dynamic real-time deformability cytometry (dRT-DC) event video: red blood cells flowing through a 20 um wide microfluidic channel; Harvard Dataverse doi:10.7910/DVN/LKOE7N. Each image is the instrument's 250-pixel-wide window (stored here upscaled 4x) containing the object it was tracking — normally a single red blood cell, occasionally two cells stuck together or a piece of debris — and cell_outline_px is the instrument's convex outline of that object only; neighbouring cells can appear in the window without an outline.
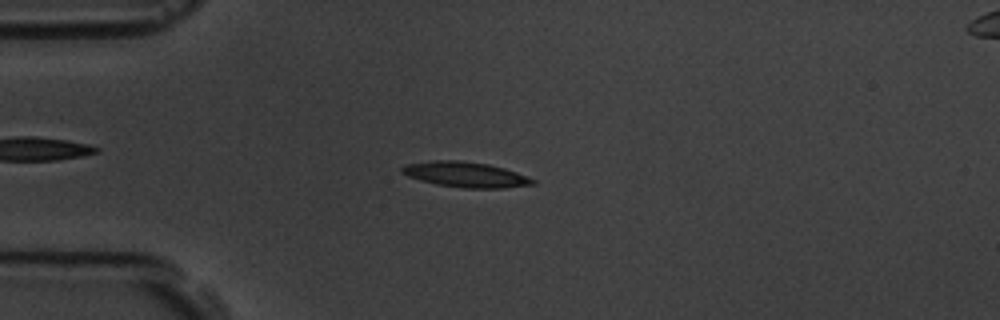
{"species": "common noctule bat (a hibernating species)", "species_latin": "Nyctalus noctula", "temperature_condition": "room temperature", "stored_images_in_passage": 57, "camera_frame_rate_fps": 3000, "um_per_image_px": 0.085, "animal": {"sex": "male", "body_mass_g": 19.5, "forearm_length_mm": 54.6}, "frame": {"image": 1, "passage_image": 14, "time_ms": 4.333, "image_size_px": [1000, 320], "cell_outline_px": [[536, 184], [504, 188], [464, 188], [436, 184], [420, 180], [408, 176], [400, 172], [400, 168], [404, 164], [432, 160], [460, 160], [488, 164], [504, 168], [516, 172], [536, 180]], "centroid_in_image_um": [39.55, 14.83], "position_along_channel_um": 45.5, "area_um2": 19.42}}
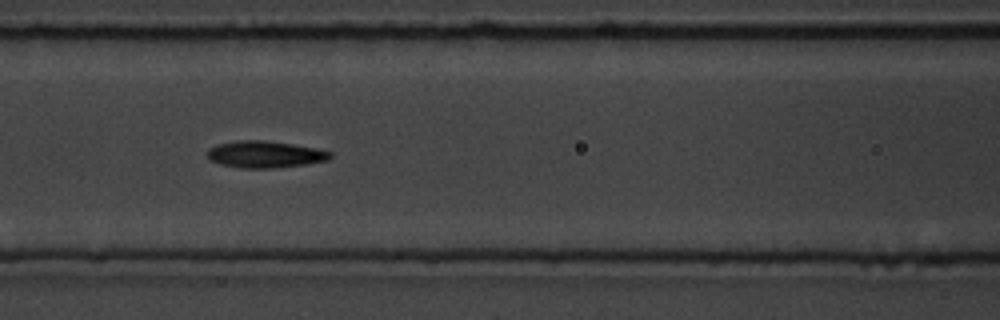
{"frame": {"image": 2, "passage_image": 24, "time_ms": 7.667, "image_size_px": [1000, 320], "cell_outline_px": [[332, 156], [328, 160], [304, 164], [272, 168], [240, 168], [220, 164], [208, 160], [208, 148], [216, 144], [236, 140], [264, 140], [292, 144], [316, 148], [332, 152]], "centroid_in_image_um": [22.48, 13.11], "position_along_channel_um": 144.1, "area_um2": 19.25}}
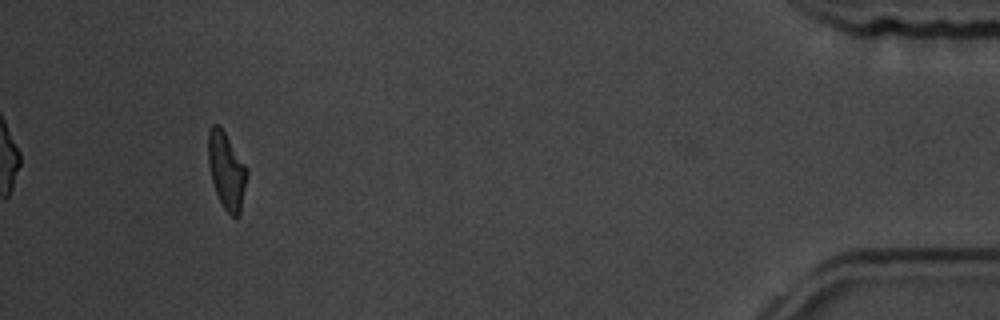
{"frame": {"image": 3, "passage_image": 53, "time_ms": 17.333, "image_size_px": [1000, 320], "cell_outline_px": [[248, 172], [240, 216], [236, 220], [224, 208], [216, 192], [212, 180], [208, 164], [208, 132], [212, 124], [220, 124], [248, 168]], "centroid_in_image_um": [19.27, 14.49], "position_along_channel_um": 415.9, "area_um2": 17.57}, "authors_computed_cell_mechanics": {"area_um2": 18.207, "velocity_mm_per_s": 3.5295, "shape_relaxation_time_tau1_ms": 4.8433, "shape_relaxation_time_tau2_ms": 3.3482, "deformation_change_tau1": 0.1636, "deformation_change_tau2": 0.125}}